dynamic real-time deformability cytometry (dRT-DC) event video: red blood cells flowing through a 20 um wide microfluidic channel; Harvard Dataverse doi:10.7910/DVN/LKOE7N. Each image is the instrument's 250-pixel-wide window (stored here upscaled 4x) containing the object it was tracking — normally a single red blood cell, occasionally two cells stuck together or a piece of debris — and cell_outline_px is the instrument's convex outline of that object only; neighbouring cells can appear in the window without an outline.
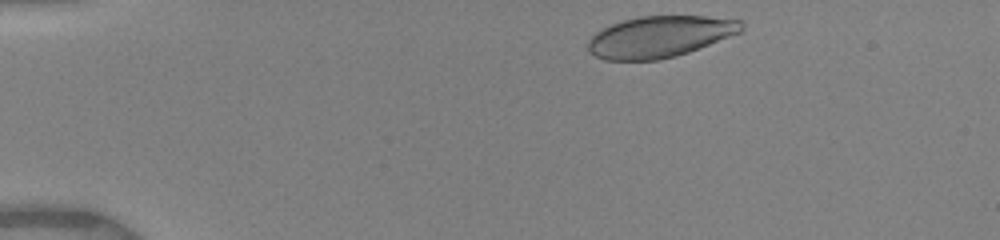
{"species": "human", "species_latin": "Homo sapiens", "temperature_condition": "warm", "stored_images_in_passage": 8, "camera_frame_rate_fps": 3000, "um_per_image_px": 0.085, "donor": {"sex": "female"}, "frame": {"image": 1, "passage_image": 2, "time_ms": 0.333, "image_size_px": [1000, 240], "cell_outline_px": [[744, 32], [688, 52], [676, 56], [660, 60], [604, 60], [588, 52], [588, 40], [596, 32], [612, 24], [624, 20], [640, 16], [704, 16], [744, 20]], "centroid_in_image_um": [56.13, 3.12], "position_along_channel_um": 28.9, "area_um2": 37.22}}
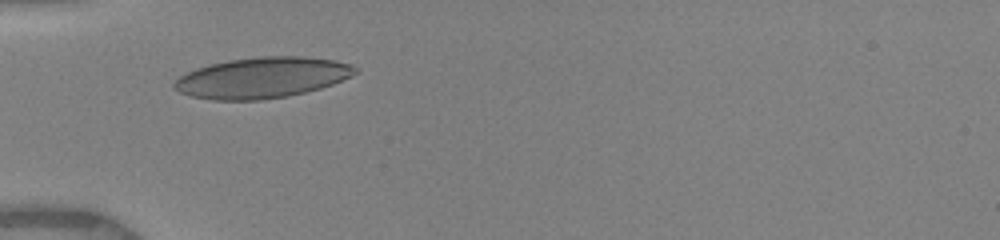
{"frame": {"image": 2, "passage_image": 7, "time_ms": 3.0, "image_size_px": [1000, 240], "cell_outline_px": [[360, 72], [352, 76], [332, 84], [320, 88], [288, 96], [260, 100], [212, 100], [192, 96], [180, 92], [172, 88], [172, 84], [180, 76], [196, 68], [208, 64], [228, 60], [264, 56], [300, 56], [332, 60], [352, 64]], "centroid_in_image_um": [22.28, 6.6], "position_along_channel_um": 62.7, "area_um2": 43.0}}